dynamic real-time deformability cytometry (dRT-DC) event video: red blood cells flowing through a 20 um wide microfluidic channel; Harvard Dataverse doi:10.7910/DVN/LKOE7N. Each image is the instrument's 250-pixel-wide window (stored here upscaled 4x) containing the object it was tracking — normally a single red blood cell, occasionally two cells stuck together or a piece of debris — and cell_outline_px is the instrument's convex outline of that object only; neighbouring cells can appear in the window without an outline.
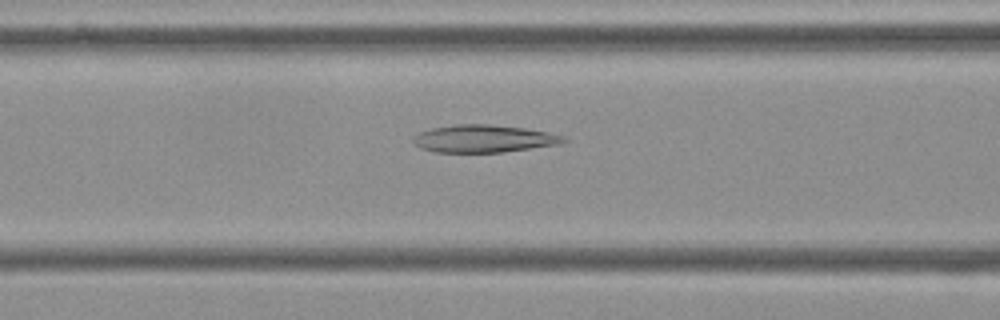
{"species": "Egyptian fruit bat (a non-hibernating species)", "species_latin": "Rousettus aegyptiacus", "temperature_condition": "cold", "stored_images_in_passage": 54, "camera_frame_rate_fps": 3000, "um_per_image_px": 0.085, "frame": {"image": 1, "passage_image": 21, "time_ms": 6.667, "image_size_px": [1000, 320], "cell_outline_px": [[568, 140], [560, 144], [504, 152], [436, 152], [420, 148], [412, 140], [412, 136], [420, 132], [432, 128], [456, 124], [488, 124], [524, 128], [548, 132], [564, 136]], "centroid_in_image_um": [41.12, 11.78], "position_along_channel_um": 125.5, "area_um2": 24.1}}
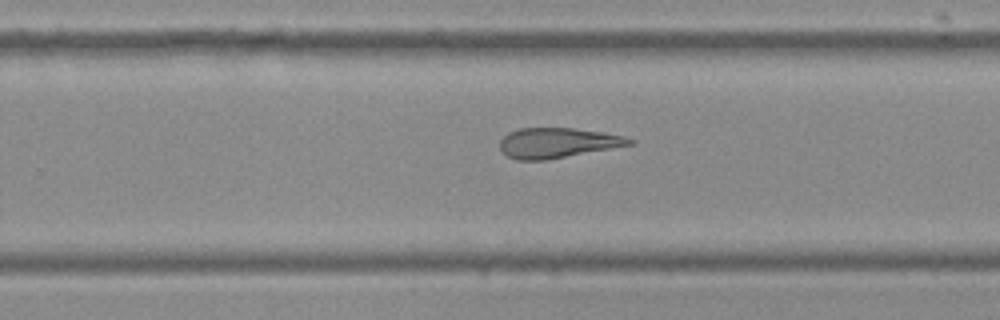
{"frame": {"image": 2, "passage_image": 34, "time_ms": 11.0, "image_size_px": [1000, 320], "cell_outline_px": [[636, 144], [544, 160], [516, 160], [508, 156], [500, 148], [500, 140], [508, 132], [520, 128], [572, 128], [600, 132], [624, 136], [636, 140]], "centroid_in_image_um": [47.4, 12.14], "position_along_channel_um": 282.4, "area_um2": 22.6}}
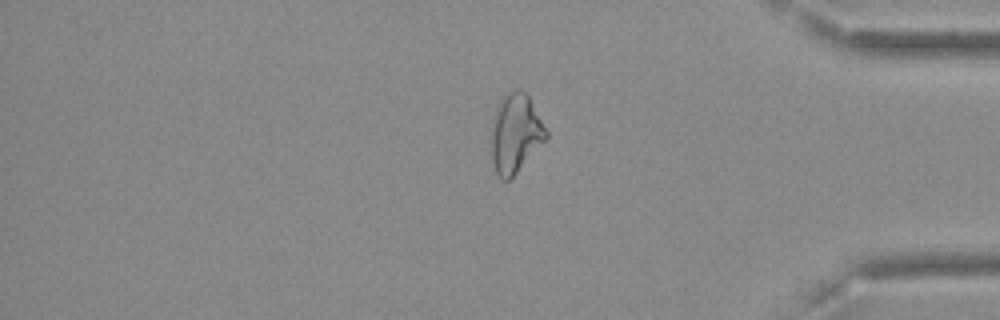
{"frame": {"image": 3, "passage_image": 45, "time_ms": 14.667, "image_size_px": [1000, 320], "cell_outline_px": [[548, 136], [516, 172], [508, 180], [504, 180], [496, 172], [492, 160], [492, 120], [504, 96], [508, 92], [516, 88], [520, 88], [528, 96], [548, 132]], "centroid_in_image_um": [43.81, 11.31], "position_along_channel_um": 391.4, "area_um2": 24.33}, "authors_computed_cell_mechanics": {"area_um2": 25.3164, "velocity_mm_per_s": 3.6274, "shape_relaxation_time_tau1_ms": null, "shape_relaxation_time_tau2_ms": 10.9204, "deformation_change_tau1": null, "deformation_change_tau2": 0.2254}}